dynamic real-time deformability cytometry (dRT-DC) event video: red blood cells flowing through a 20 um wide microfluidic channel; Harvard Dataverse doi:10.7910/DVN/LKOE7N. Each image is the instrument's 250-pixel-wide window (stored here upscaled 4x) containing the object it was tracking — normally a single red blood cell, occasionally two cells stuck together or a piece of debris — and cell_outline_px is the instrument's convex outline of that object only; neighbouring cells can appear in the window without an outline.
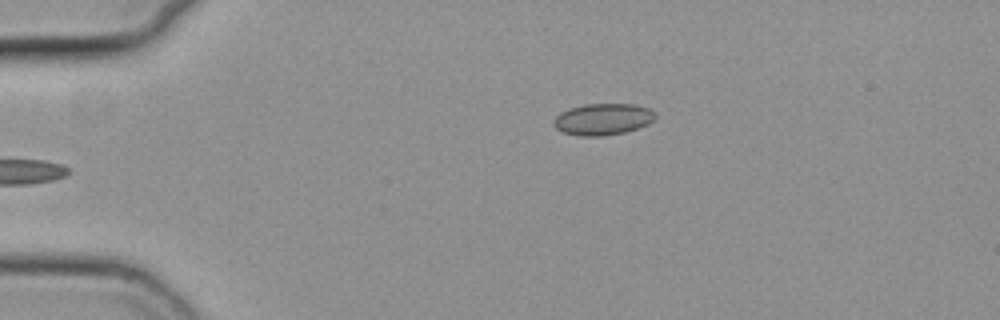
{"species": "common noctule bat (a hibernating species)", "species_latin": "Nyctalus noctula", "temperature_condition": "cold", "stored_images_in_passage": 30, "camera_frame_rate_fps": 3000, "um_per_image_px": 0.085, "animal": {"sex": "female", "body_mass_g": 19.3, "forearm_length_mm": 54.1}, "frame": {"image": 1, "passage_image": 2, "time_ms": 0.333, "image_size_px": [1000, 320], "cell_outline_px": [[656, 116], [648, 124], [624, 132], [600, 136], [580, 136], [564, 132], [556, 128], [552, 124], [552, 120], [560, 112], [568, 108], [584, 104], [636, 104], [648, 108]], "centroid_in_image_um": [51.19, 10.12], "position_along_channel_um": 33.8, "area_um2": 18.61}}
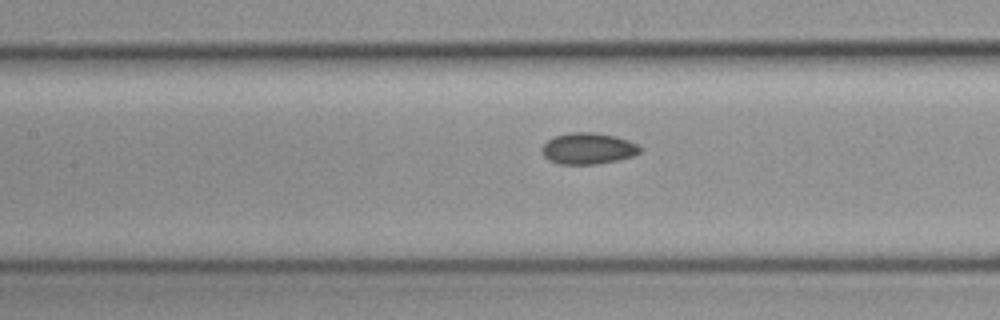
{"frame": {"image": 2, "passage_image": 16, "time_ms": 5.0, "image_size_px": [1000, 320], "cell_outline_px": [[640, 152], [632, 156], [620, 160], [596, 164], [560, 164], [548, 160], [540, 152], [540, 148], [548, 140], [556, 136], [568, 132], [592, 132], [616, 136], [640, 144]], "centroid_in_image_um": [49.98, 12.62], "position_along_channel_um": 157.4, "area_um2": 18.09}}
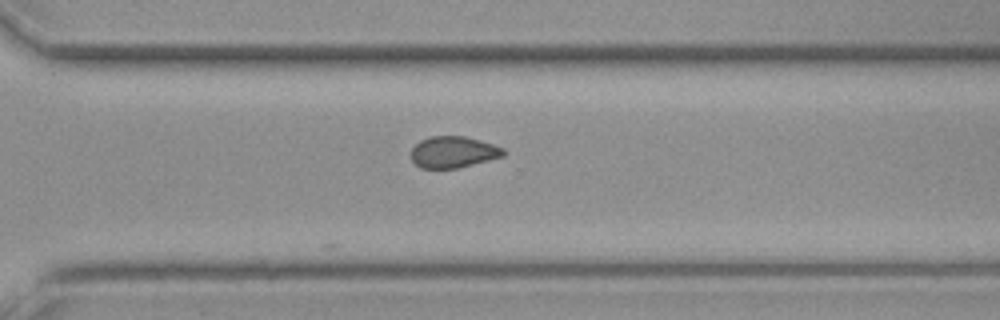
{"frame": {"image": 3, "passage_image": 30, "time_ms": 9.667, "image_size_px": [1000, 320], "cell_outline_px": [[508, 152], [504, 156], [460, 168], [420, 168], [412, 160], [412, 148], [420, 140], [428, 136], [464, 136], [480, 140], [504, 148]], "centroid_in_image_um": [38.56, 12.92], "position_along_channel_um": 332.0, "area_um2": 17.05}}